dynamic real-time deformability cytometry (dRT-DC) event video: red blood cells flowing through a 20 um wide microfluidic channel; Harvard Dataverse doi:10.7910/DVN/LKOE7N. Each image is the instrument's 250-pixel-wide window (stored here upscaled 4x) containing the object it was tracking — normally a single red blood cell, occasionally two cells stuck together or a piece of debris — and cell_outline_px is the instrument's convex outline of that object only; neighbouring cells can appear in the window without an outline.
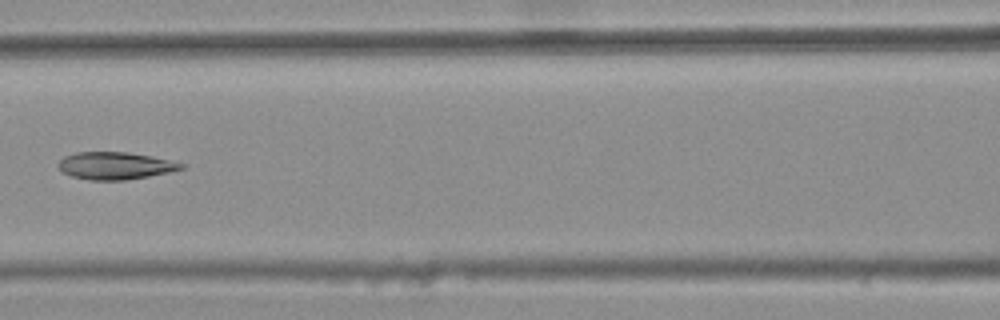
{"species": "common noctule bat (a hibernating species)", "species_latin": "Nyctalus noctula", "temperature_condition": "warm", "stored_images_in_passage": 5, "camera_frame_rate_fps": 3000, "um_per_image_px": 0.085, "animal": {"sex": "female", "body_mass_g": 25.1}, "frame": {"image": 1, "passage_image": 5, "time_ms": 1.333, "image_size_px": [1000, 320], "cell_outline_px": [[188, 164], [184, 168], [168, 172], [148, 176], [124, 180], [88, 180], [72, 176], [64, 172], [56, 164], [64, 156], [76, 152], [128, 152], [152, 156]], "centroid_in_image_um": [9.8, 14.08], "position_along_channel_um": 156.8, "area_um2": 19.59}}